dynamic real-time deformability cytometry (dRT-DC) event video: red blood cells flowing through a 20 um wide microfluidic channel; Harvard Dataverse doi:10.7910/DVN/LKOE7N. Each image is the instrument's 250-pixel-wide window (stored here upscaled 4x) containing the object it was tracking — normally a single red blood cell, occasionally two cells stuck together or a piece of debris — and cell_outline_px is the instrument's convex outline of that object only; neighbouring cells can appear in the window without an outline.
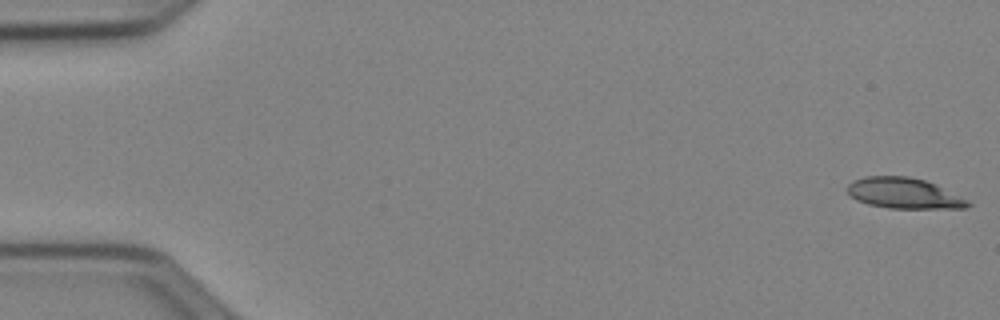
{"species": "Egyptian fruit bat (a non-hibernating species)", "species_latin": "Rousettus aegyptiacus", "temperature_condition": "cold", "stored_images_in_passage": 52, "camera_frame_rate_fps": 3000, "um_per_image_px": 0.085, "animal": {"sex": "female"}, "frame": {"image": 1, "passage_image": 1, "time_ms": 0.0, "image_size_px": [1000, 320], "cell_outline_px": [[972, 204], [964, 208], [888, 208], [868, 204], [856, 200], [848, 192], [848, 184], [852, 180], [864, 176], [908, 176], [924, 180], [936, 184]], "centroid_in_image_um": [76.77, 16.42], "position_along_channel_um": 8.2, "area_um2": 21.27}}
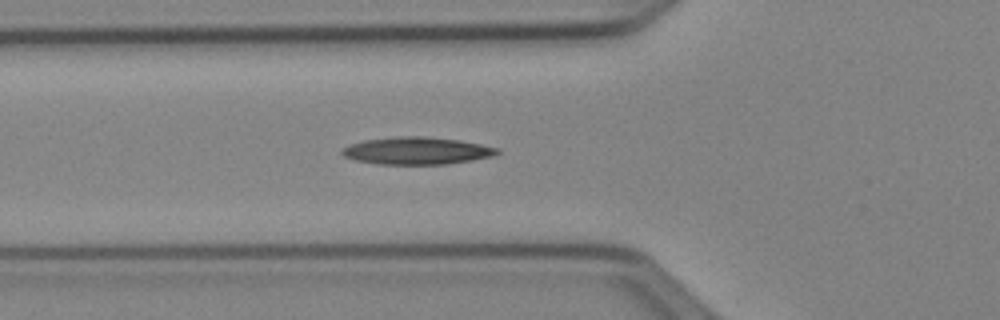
{"frame": {"image": 2, "passage_image": 19, "time_ms": 6.0, "image_size_px": [1000, 320], "cell_outline_px": [[500, 152], [492, 156], [472, 160], [448, 164], [380, 164], [356, 160], [344, 156], [340, 152], [344, 148], [352, 144], [364, 140], [396, 136], [424, 136], [460, 140], [500, 148]], "centroid_in_image_um": [35.46, 12.81], "position_along_channel_um": 90.3, "area_um2": 24.62}}
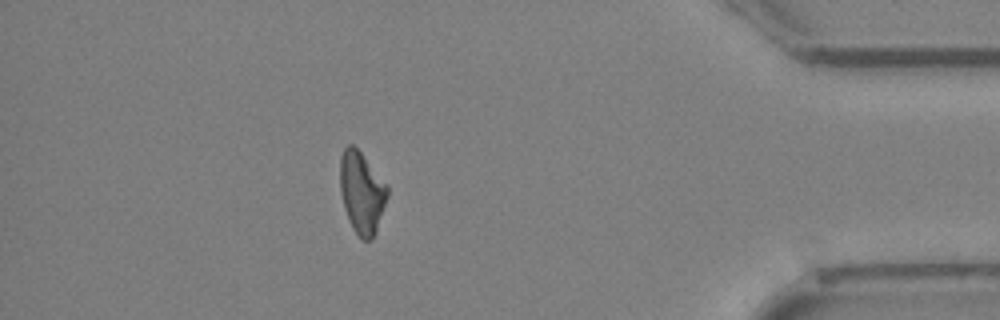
{"frame": {"image": 3, "passage_image": 46, "time_ms": 15.0, "image_size_px": [1000, 320], "cell_outline_px": [[388, 196], [376, 232], [368, 240], [360, 240], [352, 228], [348, 220], [344, 208], [340, 192], [340, 156], [344, 148], [348, 144], [352, 144], [360, 152], [388, 184]], "centroid_in_image_um": [30.74, 16.37], "position_along_channel_um": 404.5, "area_um2": 22.72}, "authors_computed_cell_mechanics": {"area_um2": 22.7154, "velocity_mm_per_s": 3.9503, "shape_relaxation_time_tau1_ms": 8.8195, "shape_relaxation_time_tau2_ms": null, "deformation_change_tau1": 0.1991, "deformation_change_tau2": null}}